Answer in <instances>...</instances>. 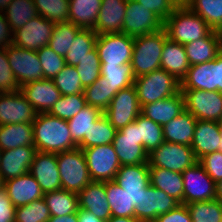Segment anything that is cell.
I'll return each instance as SVG.
<instances>
[{
    "label": "cell",
    "instance_id": "obj_30",
    "mask_svg": "<svg viewBox=\"0 0 222 222\" xmlns=\"http://www.w3.org/2000/svg\"><path fill=\"white\" fill-rule=\"evenodd\" d=\"M150 185L164 191L183 204L184 183L182 173L165 168L149 167Z\"/></svg>",
    "mask_w": 222,
    "mask_h": 222
},
{
    "label": "cell",
    "instance_id": "obj_20",
    "mask_svg": "<svg viewBox=\"0 0 222 222\" xmlns=\"http://www.w3.org/2000/svg\"><path fill=\"white\" fill-rule=\"evenodd\" d=\"M37 150L35 146H20L0 154V174L4 181L29 172Z\"/></svg>",
    "mask_w": 222,
    "mask_h": 222
},
{
    "label": "cell",
    "instance_id": "obj_44",
    "mask_svg": "<svg viewBox=\"0 0 222 222\" xmlns=\"http://www.w3.org/2000/svg\"><path fill=\"white\" fill-rule=\"evenodd\" d=\"M192 222H222V203L217 200L186 204Z\"/></svg>",
    "mask_w": 222,
    "mask_h": 222
},
{
    "label": "cell",
    "instance_id": "obj_37",
    "mask_svg": "<svg viewBox=\"0 0 222 222\" xmlns=\"http://www.w3.org/2000/svg\"><path fill=\"white\" fill-rule=\"evenodd\" d=\"M135 122L139 128V144L149 154L158 148L165 140L162 126L147 118L142 113L136 118Z\"/></svg>",
    "mask_w": 222,
    "mask_h": 222
},
{
    "label": "cell",
    "instance_id": "obj_52",
    "mask_svg": "<svg viewBox=\"0 0 222 222\" xmlns=\"http://www.w3.org/2000/svg\"><path fill=\"white\" fill-rule=\"evenodd\" d=\"M20 90L9 65L6 48L0 49V93Z\"/></svg>",
    "mask_w": 222,
    "mask_h": 222
},
{
    "label": "cell",
    "instance_id": "obj_43",
    "mask_svg": "<svg viewBox=\"0 0 222 222\" xmlns=\"http://www.w3.org/2000/svg\"><path fill=\"white\" fill-rule=\"evenodd\" d=\"M187 7L213 30L218 31L222 26V0H190Z\"/></svg>",
    "mask_w": 222,
    "mask_h": 222
},
{
    "label": "cell",
    "instance_id": "obj_66",
    "mask_svg": "<svg viewBox=\"0 0 222 222\" xmlns=\"http://www.w3.org/2000/svg\"><path fill=\"white\" fill-rule=\"evenodd\" d=\"M218 35H219V39H220V42H221V46H222V26L218 29Z\"/></svg>",
    "mask_w": 222,
    "mask_h": 222
},
{
    "label": "cell",
    "instance_id": "obj_23",
    "mask_svg": "<svg viewBox=\"0 0 222 222\" xmlns=\"http://www.w3.org/2000/svg\"><path fill=\"white\" fill-rule=\"evenodd\" d=\"M78 203L79 209L87 210L101 220L107 221L111 217L105 182L91 181L78 194Z\"/></svg>",
    "mask_w": 222,
    "mask_h": 222
},
{
    "label": "cell",
    "instance_id": "obj_59",
    "mask_svg": "<svg viewBox=\"0 0 222 222\" xmlns=\"http://www.w3.org/2000/svg\"><path fill=\"white\" fill-rule=\"evenodd\" d=\"M78 222H106L94 216L91 212L83 209L77 211Z\"/></svg>",
    "mask_w": 222,
    "mask_h": 222
},
{
    "label": "cell",
    "instance_id": "obj_54",
    "mask_svg": "<svg viewBox=\"0 0 222 222\" xmlns=\"http://www.w3.org/2000/svg\"><path fill=\"white\" fill-rule=\"evenodd\" d=\"M138 3L155 13L163 22L168 19L177 8L171 0H138Z\"/></svg>",
    "mask_w": 222,
    "mask_h": 222
},
{
    "label": "cell",
    "instance_id": "obj_19",
    "mask_svg": "<svg viewBox=\"0 0 222 222\" xmlns=\"http://www.w3.org/2000/svg\"><path fill=\"white\" fill-rule=\"evenodd\" d=\"M29 173L36 179L43 193L61 189L56 153L37 151Z\"/></svg>",
    "mask_w": 222,
    "mask_h": 222
},
{
    "label": "cell",
    "instance_id": "obj_24",
    "mask_svg": "<svg viewBox=\"0 0 222 222\" xmlns=\"http://www.w3.org/2000/svg\"><path fill=\"white\" fill-rule=\"evenodd\" d=\"M4 187L16 208L31 203L33 200L42 199L44 195L40 185L29 172L6 180Z\"/></svg>",
    "mask_w": 222,
    "mask_h": 222
},
{
    "label": "cell",
    "instance_id": "obj_48",
    "mask_svg": "<svg viewBox=\"0 0 222 222\" xmlns=\"http://www.w3.org/2000/svg\"><path fill=\"white\" fill-rule=\"evenodd\" d=\"M52 80L61 95L83 94L84 92L75 66L66 65Z\"/></svg>",
    "mask_w": 222,
    "mask_h": 222
},
{
    "label": "cell",
    "instance_id": "obj_40",
    "mask_svg": "<svg viewBox=\"0 0 222 222\" xmlns=\"http://www.w3.org/2000/svg\"><path fill=\"white\" fill-rule=\"evenodd\" d=\"M180 90L212 91V77L209 61L191 65L186 76L180 82Z\"/></svg>",
    "mask_w": 222,
    "mask_h": 222
},
{
    "label": "cell",
    "instance_id": "obj_11",
    "mask_svg": "<svg viewBox=\"0 0 222 222\" xmlns=\"http://www.w3.org/2000/svg\"><path fill=\"white\" fill-rule=\"evenodd\" d=\"M6 54L19 87L44 79L42 66L36 51L9 44L6 47Z\"/></svg>",
    "mask_w": 222,
    "mask_h": 222
},
{
    "label": "cell",
    "instance_id": "obj_38",
    "mask_svg": "<svg viewBox=\"0 0 222 222\" xmlns=\"http://www.w3.org/2000/svg\"><path fill=\"white\" fill-rule=\"evenodd\" d=\"M106 197L110 205L111 216L135 217V208L130 206L126 191L114 180L105 182Z\"/></svg>",
    "mask_w": 222,
    "mask_h": 222
},
{
    "label": "cell",
    "instance_id": "obj_26",
    "mask_svg": "<svg viewBox=\"0 0 222 222\" xmlns=\"http://www.w3.org/2000/svg\"><path fill=\"white\" fill-rule=\"evenodd\" d=\"M185 110L184 97L181 91L171 97L145 104L141 113L155 123L163 126Z\"/></svg>",
    "mask_w": 222,
    "mask_h": 222
},
{
    "label": "cell",
    "instance_id": "obj_62",
    "mask_svg": "<svg viewBox=\"0 0 222 222\" xmlns=\"http://www.w3.org/2000/svg\"><path fill=\"white\" fill-rule=\"evenodd\" d=\"M222 203V180L216 183V198Z\"/></svg>",
    "mask_w": 222,
    "mask_h": 222
},
{
    "label": "cell",
    "instance_id": "obj_63",
    "mask_svg": "<svg viewBox=\"0 0 222 222\" xmlns=\"http://www.w3.org/2000/svg\"><path fill=\"white\" fill-rule=\"evenodd\" d=\"M177 7H187L190 0H171Z\"/></svg>",
    "mask_w": 222,
    "mask_h": 222
},
{
    "label": "cell",
    "instance_id": "obj_16",
    "mask_svg": "<svg viewBox=\"0 0 222 222\" xmlns=\"http://www.w3.org/2000/svg\"><path fill=\"white\" fill-rule=\"evenodd\" d=\"M114 181L128 194L130 206L136 208L142 192L150 186L149 163L121 166Z\"/></svg>",
    "mask_w": 222,
    "mask_h": 222
},
{
    "label": "cell",
    "instance_id": "obj_21",
    "mask_svg": "<svg viewBox=\"0 0 222 222\" xmlns=\"http://www.w3.org/2000/svg\"><path fill=\"white\" fill-rule=\"evenodd\" d=\"M20 92L37 113H48L61 96L52 79L27 83L20 87Z\"/></svg>",
    "mask_w": 222,
    "mask_h": 222
},
{
    "label": "cell",
    "instance_id": "obj_33",
    "mask_svg": "<svg viewBox=\"0 0 222 222\" xmlns=\"http://www.w3.org/2000/svg\"><path fill=\"white\" fill-rule=\"evenodd\" d=\"M103 116V111L97 107L86 105L67 121L74 143L78 146L88 135L94 123Z\"/></svg>",
    "mask_w": 222,
    "mask_h": 222
},
{
    "label": "cell",
    "instance_id": "obj_25",
    "mask_svg": "<svg viewBox=\"0 0 222 222\" xmlns=\"http://www.w3.org/2000/svg\"><path fill=\"white\" fill-rule=\"evenodd\" d=\"M221 134L218 122L197 120L191 148L199 161L207 154L218 151Z\"/></svg>",
    "mask_w": 222,
    "mask_h": 222
},
{
    "label": "cell",
    "instance_id": "obj_7",
    "mask_svg": "<svg viewBox=\"0 0 222 222\" xmlns=\"http://www.w3.org/2000/svg\"><path fill=\"white\" fill-rule=\"evenodd\" d=\"M134 37L124 33L97 35L95 48L101 66H119L131 62Z\"/></svg>",
    "mask_w": 222,
    "mask_h": 222
},
{
    "label": "cell",
    "instance_id": "obj_42",
    "mask_svg": "<svg viewBox=\"0 0 222 222\" xmlns=\"http://www.w3.org/2000/svg\"><path fill=\"white\" fill-rule=\"evenodd\" d=\"M117 130L112 126L108 119L103 115L94 125L91 126L89 133L78 145L80 149L94 146L111 144L115 138Z\"/></svg>",
    "mask_w": 222,
    "mask_h": 222
},
{
    "label": "cell",
    "instance_id": "obj_35",
    "mask_svg": "<svg viewBox=\"0 0 222 222\" xmlns=\"http://www.w3.org/2000/svg\"><path fill=\"white\" fill-rule=\"evenodd\" d=\"M97 34L93 29H81L75 36L70 50L65 55L66 65L77 66L95 48Z\"/></svg>",
    "mask_w": 222,
    "mask_h": 222
},
{
    "label": "cell",
    "instance_id": "obj_53",
    "mask_svg": "<svg viewBox=\"0 0 222 222\" xmlns=\"http://www.w3.org/2000/svg\"><path fill=\"white\" fill-rule=\"evenodd\" d=\"M199 162L207 174L217 183L222 180V152L216 151L202 157Z\"/></svg>",
    "mask_w": 222,
    "mask_h": 222
},
{
    "label": "cell",
    "instance_id": "obj_47",
    "mask_svg": "<svg viewBox=\"0 0 222 222\" xmlns=\"http://www.w3.org/2000/svg\"><path fill=\"white\" fill-rule=\"evenodd\" d=\"M86 105L84 94L61 95L48 113L68 121Z\"/></svg>",
    "mask_w": 222,
    "mask_h": 222
},
{
    "label": "cell",
    "instance_id": "obj_39",
    "mask_svg": "<svg viewBox=\"0 0 222 222\" xmlns=\"http://www.w3.org/2000/svg\"><path fill=\"white\" fill-rule=\"evenodd\" d=\"M81 29L72 22L55 23L52 36L49 40L48 47L56 54L65 57L73 44L76 34Z\"/></svg>",
    "mask_w": 222,
    "mask_h": 222
},
{
    "label": "cell",
    "instance_id": "obj_4",
    "mask_svg": "<svg viewBox=\"0 0 222 222\" xmlns=\"http://www.w3.org/2000/svg\"><path fill=\"white\" fill-rule=\"evenodd\" d=\"M61 189L79 194L92 180L85 155L79 147L56 154Z\"/></svg>",
    "mask_w": 222,
    "mask_h": 222
},
{
    "label": "cell",
    "instance_id": "obj_58",
    "mask_svg": "<svg viewBox=\"0 0 222 222\" xmlns=\"http://www.w3.org/2000/svg\"><path fill=\"white\" fill-rule=\"evenodd\" d=\"M13 32L5 19L4 13L0 12V49L12 44Z\"/></svg>",
    "mask_w": 222,
    "mask_h": 222
},
{
    "label": "cell",
    "instance_id": "obj_41",
    "mask_svg": "<svg viewBox=\"0 0 222 222\" xmlns=\"http://www.w3.org/2000/svg\"><path fill=\"white\" fill-rule=\"evenodd\" d=\"M117 92L107 83L106 79L100 76L97 81L84 88L83 94L88 105L97 107L104 112Z\"/></svg>",
    "mask_w": 222,
    "mask_h": 222
},
{
    "label": "cell",
    "instance_id": "obj_14",
    "mask_svg": "<svg viewBox=\"0 0 222 222\" xmlns=\"http://www.w3.org/2000/svg\"><path fill=\"white\" fill-rule=\"evenodd\" d=\"M54 22L38 15L13 32L12 44L20 48L38 51L48 46L54 30Z\"/></svg>",
    "mask_w": 222,
    "mask_h": 222
},
{
    "label": "cell",
    "instance_id": "obj_15",
    "mask_svg": "<svg viewBox=\"0 0 222 222\" xmlns=\"http://www.w3.org/2000/svg\"><path fill=\"white\" fill-rule=\"evenodd\" d=\"M164 22L152 11L138 3L127 1L123 21V33L139 36L154 33L163 29Z\"/></svg>",
    "mask_w": 222,
    "mask_h": 222
},
{
    "label": "cell",
    "instance_id": "obj_13",
    "mask_svg": "<svg viewBox=\"0 0 222 222\" xmlns=\"http://www.w3.org/2000/svg\"><path fill=\"white\" fill-rule=\"evenodd\" d=\"M183 204L197 201H211L216 198V183L198 161L183 173Z\"/></svg>",
    "mask_w": 222,
    "mask_h": 222
},
{
    "label": "cell",
    "instance_id": "obj_32",
    "mask_svg": "<svg viewBox=\"0 0 222 222\" xmlns=\"http://www.w3.org/2000/svg\"><path fill=\"white\" fill-rule=\"evenodd\" d=\"M102 0H69V22L80 29H94Z\"/></svg>",
    "mask_w": 222,
    "mask_h": 222
},
{
    "label": "cell",
    "instance_id": "obj_36",
    "mask_svg": "<svg viewBox=\"0 0 222 222\" xmlns=\"http://www.w3.org/2000/svg\"><path fill=\"white\" fill-rule=\"evenodd\" d=\"M3 13L12 32L38 16L33 0H12Z\"/></svg>",
    "mask_w": 222,
    "mask_h": 222
},
{
    "label": "cell",
    "instance_id": "obj_61",
    "mask_svg": "<svg viewBox=\"0 0 222 222\" xmlns=\"http://www.w3.org/2000/svg\"><path fill=\"white\" fill-rule=\"evenodd\" d=\"M106 222H139L135 217H115L111 216Z\"/></svg>",
    "mask_w": 222,
    "mask_h": 222
},
{
    "label": "cell",
    "instance_id": "obj_60",
    "mask_svg": "<svg viewBox=\"0 0 222 222\" xmlns=\"http://www.w3.org/2000/svg\"><path fill=\"white\" fill-rule=\"evenodd\" d=\"M47 222H78L77 213L64 216H50Z\"/></svg>",
    "mask_w": 222,
    "mask_h": 222
},
{
    "label": "cell",
    "instance_id": "obj_18",
    "mask_svg": "<svg viewBox=\"0 0 222 222\" xmlns=\"http://www.w3.org/2000/svg\"><path fill=\"white\" fill-rule=\"evenodd\" d=\"M179 204L175 198L150 185L142 192L140 204L136 205L135 218L139 222H153L159 215L167 213Z\"/></svg>",
    "mask_w": 222,
    "mask_h": 222
},
{
    "label": "cell",
    "instance_id": "obj_27",
    "mask_svg": "<svg viewBox=\"0 0 222 222\" xmlns=\"http://www.w3.org/2000/svg\"><path fill=\"white\" fill-rule=\"evenodd\" d=\"M189 68L184 45L167 38L161 54V69L166 70L181 82Z\"/></svg>",
    "mask_w": 222,
    "mask_h": 222
},
{
    "label": "cell",
    "instance_id": "obj_57",
    "mask_svg": "<svg viewBox=\"0 0 222 222\" xmlns=\"http://www.w3.org/2000/svg\"><path fill=\"white\" fill-rule=\"evenodd\" d=\"M209 67L211 68L212 91L222 93V51L214 60L209 61Z\"/></svg>",
    "mask_w": 222,
    "mask_h": 222
},
{
    "label": "cell",
    "instance_id": "obj_5",
    "mask_svg": "<svg viewBox=\"0 0 222 222\" xmlns=\"http://www.w3.org/2000/svg\"><path fill=\"white\" fill-rule=\"evenodd\" d=\"M134 86L141 108L145 104L171 97L180 91V81L161 68L136 77Z\"/></svg>",
    "mask_w": 222,
    "mask_h": 222
},
{
    "label": "cell",
    "instance_id": "obj_51",
    "mask_svg": "<svg viewBox=\"0 0 222 222\" xmlns=\"http://www.w3.org/2000/svg\"><path fill=\"white\" fill-rule=\"evenodd\" d=\"M36 52L42 66L44 79H53L66 66L65 58L56 54L48 46L42 47Z\"/></svg>",
    "mask_w": 222,
    "mask_h": 222
},
{
    "label": "cell",
    "instance_id": "obj_49",
    "mask_svg": "<svg viewBox=\"0 0 222 222\" xmlns=\"http://www.w3.org/2000/svg\"><path fill=\"white\" fill-rule=\"evenodd\" d=\"M49 218V208L43 198L33 200L15 210V222H47Z\"/></svg>",
    "mask_w": 222,
    "mask_h": 222
},
{
    "label": "cell",
    "instance_id": "obj_10",
    "mask_svg": "<svg viewBox=\"0 0 222 222\" xmlns=\"http://www.w3.org/2000/svg\"><path fill=\"white\" fill-rule=\"evenodd\" d=\"M185 110L197 120L218 122L222 119V93L206 90H180Z\"/></svg>",
    "mask_w": 222,
    "mask_h": 222
},
{
    "label": "cell",
    "instance_id": "obj_46",
    "mask_svg": "<svg viewBox=\"0 0 222 222\" xmlns=\"http://www.w3.org/2000/svg\"><path fill=\"white\" fill-rule=\"evenodd\" d=\"M101 76L113 90H121L134 84L135 75L131 63L119 66H101Z\"/></svg>",
    "mask_w": 222,
    "mask_h": 222
},
{
    "label": "cell",
    "instance_id": "obj_1",
    "mask_svg": "<svg viewBox=\"0 0 222 222\" xmlns=\"http://www.w3.org/2000/svg\"><path fill=\"white\" fill-rule=\"evenodd\" d=\"M32 125L34 146L39 152L57 154L78 147L66 120L49 113H38Z\"/></svg>",
    "mask_w": 222,
    "mask_h": 222
},
{
    "label": "cell",
    "instance_id": "obj_50",
    "mask_svg": "<svg viewBox=\"0 0 222 222\" xmlns=\"http://www.w3.org/2000/svg\"><path fill=\"white\" fill-rule=\"evenodd\" d=\"M76 68L84 88L97 81L101 76V63L96 48L90 51Z\"/></svg>",
    "mask_w": 222,
    "mask_h": 222
},
{
    "label": "cell",
    "instance_id": "obj_55",
    "mask_svg": "<svg viewBox=\"0 0 222 222\" xmlns=\"http://www.w3.org/2000/svg\"><path fill=\"white\" fill-rule=\"evenodd\" d=\"M153 222H192V220L187 206L179 204L167 213L159 215Z\"/></svg>",
    "mask_w": 222,
    "mask_h": 222
},
{
    "label": "cell",
    "instance_id": "obj_64",
    "mask_svg": "<svg viewBox=\"0 0 222 222\" xmlns=\"http://www.w3.org/2000/svg\"><path fill=\"white\" fill-rule=\"evenodd\" d=\"M12 0H0V12H4Z\"/></svg>",
    "mask_w": 222,
    "mask_h": 222
},
{
    "label": "cell",
    "instance_id": "obj_56",
    "mask_svg": "<svg viewBox=\"0 0 222 222\" xmlns=\"http://www.w3.org/2000/svg\"><path fill=\"white\" fill-rule=\"evenodd\" d=\"M15 210L6 188L0 189V222H15Z\"/></svg>",
    "mask_w": 222,
    "mask_h": 222
},
{
    "label": "cell",
    "instance_id": "obj_31",
    "mask_svg": "<svg viewBox=\"0 0 222 222\" xmlns=\"http://www.w3.org/2000/svg\"><path fill=\"white\" fill-rule=\"evenodd\" d=\"M33 125L29 123L0 126V149L9 150L20 146H34Z\"/></svg>",
    "mask_w": 222,
    "mask_h": 222
},
{
    "label": "cell",
    "instance_id": "obj_34",
    "mask_svg": "<svg viewBox=\"0 0 222 222\" xmlns=\"http://www.w3.org/2000/svg\"><path fill=\"white\" fill-rule=\"evenodd\" d=\"M43 199L49 208L50 216H64L77 213L79 209L78 194L59 189L44 193Z\"/></svg>",
    "mask_w": 222,
    "mask_h": 222
},
{
    "label": "cell",
    "instance_id": "obj_67",
    "mask_svg": "<svg viewBox=\"0 0 222 222\" xmlns=\"http://www.w3.org/2000/svg\"><path fill=\"white\" fill-rule=\"evenodd\" d=\"M4 186H5V181L2 178V175L0 174V189L4 188Z\"/></svg>",
    "mask_w": 222,
    "mask_h": 222
},
{
    "label": "cell",
    "instance_id": "obj_12",
    "mask_svg": "<svg viewBox=\"0 0 222 222\" xmlns=\"http://www.w3.org/2000/svg\"><path fill=\"white\" fill-rule=\"evenodd\" d=\"M112 144L121 166L148 163V153L139 144V128L135 121L117 130Z\"/></svg>",
    "mask_w": 222,
    "mask_h": 222
},
{
    "label": "cell",
    "instance_id": "obj_9",
    "mask_svg": "<svg viewBox=\"0 0 222 222\" xmlns=\"http://www.w3.org/2000/svg\"><path fill=\"white\" fill-rule=\"evenodd\" d=\"M140 113L141 106L133 84L117 92L103 115L116 130H120L134 122Z\"/></svg>",
    "mask_w": 222,
    "mask_h": 222
},
{
    "label": "cell",
    "instance_id": "obj_8",
    "mask_svg": "<svg viewBox=\"0 0 222 222\" xmlns=\"http://www.w3.org/2000/svg\"><path fill=\"white\" fill-rule=\"evenodd\" d=\"M82 150L92 181L108 182L115 179L121 164L112 143Z\"/></svg>",
    "mask_w": 222,
    "mask_h": 222
},
{
    "label": "cell",
    "instance_id": "obj_17",
    "mask_svg": "<svg viewBox=\"0 0 222 222\" xmlns=\"http://www.w3.org/2000/svg\"><path fill=\"white\" fill-rule=\"evenodd\" d=\"M37 112L18 91L0 93V126L35 121Z\"/></svg>",
    "mask_w": 222,
    "mask_h": 222
},
{
    "label": "cell",
    "instance_id": "obj_29",
    "mask_svg": "<svg viewBox=\"0 0 222 222\" xmlns=\"http://www.w3.org/2000/svg\"><path fill=\"white\" fill-rule=\"evenodd\" d=\"M189 65L214 60L222 51L218 32L212 30L206 37L184 45Z\"/></svg>",
    "mask_w": 222,
    "mask_h": 222
},
{
    "label": "cell",
    "instance_id": "obj_45",
    "mask_svg": "<svg viewBox=\"0 0 222 222\" xmlns=\"http://www.w3.org/2000/svg\"><path fill=\"white\" fill-rule=\"evenodd\" d=\"M38 15L54 22L69 21V0H33Z\"/></svg>",
    "mask_w": 222,
    "mask_h": 222
},
{
    "label": "cell",
    "instance_id": "obj_65",
    "mask_svg": "<svg viewBox=\"0 0 222 222\" xmlns=\"http://www.w3.org/2000/svg\"><path fill=\"white\" fill-rule=\"evenodd\" d=\"M219 124V130H220V134H221V139H220V144L218 146V151L222 152V119L220 121H218Z\"/></svg>",
    "mask_w": 222,
    "mask_h": 222
},
{
    "label": "cell",
    "instance_id": "obj_28",
    "mask_svg": "<svg viewBox=\"0 0 222 222\" xmlns=\"http://www.w3.org/2000/svg\"><path fill=\"white\" fill-rule=\"evenodd\" d=\"M197 119L187 110L162 126L166 142L191 146Z\"/></svg>",
    "mask_w": 222,
    "mask_h": 222
},
{
    "label": "cell",
    "instance_id": "obj_3",
    "mask_svg": "<svg viewBox=\"0 0 222 222\" xmlns=\"http://www.w3.org/2000/svg\"><path fill=\"white\" fill-rule=\"evenodd\" d=\"M167 37L185 45L206 37L213 29L188 7H177L164 21Z\"/></svg>",
    "mask_w": 222,
    "mask_h": 222
},
{
    "label": "cell",
    "instance_id": "obj_6",
    "mask_svg": "<svg viewBox=\"0 0 222 222\" xmlns=\"http://www.w3.org/2000/svg\"><path fill=\"white\" fill-rule=\"evenodd\" d=\"M197 162L191 146L166 141L148 154L149 167L165 168L178 173H183Z\"/></svg>",
    "mask_w": 222,
    "mask_h": 222
},
{
    "label": "cell",
    "instance_id": "obj_2",
    "mask_svg": "<svg viewBox=\"0 0 222 222\" xmlns=\"http://www.w3.org/2000/svg\"><path fill=\"white\" fill-rule=\"evenodd\" d=\"M165 29L134 37L131 66L136 77L161 68V54L167 39Z\"/></svg>",
    "mask_w": 222,
    "mask_h": 222
},
{
    "label": "cell",
    "instance_id": "obj_22",
    "mask_svg": "<svg viewBox=\"0 0 222 222\" xmlns=\"http://www.w3.org/2000/svg\"><path fill=\"white\" fill-rule=\"evenodd\" d=\"M127 0H102L93 31L97 34L123 33Z\"/></svg>",
    "mask_w": 222,
    "mask_h": 222
}]
</instances>
